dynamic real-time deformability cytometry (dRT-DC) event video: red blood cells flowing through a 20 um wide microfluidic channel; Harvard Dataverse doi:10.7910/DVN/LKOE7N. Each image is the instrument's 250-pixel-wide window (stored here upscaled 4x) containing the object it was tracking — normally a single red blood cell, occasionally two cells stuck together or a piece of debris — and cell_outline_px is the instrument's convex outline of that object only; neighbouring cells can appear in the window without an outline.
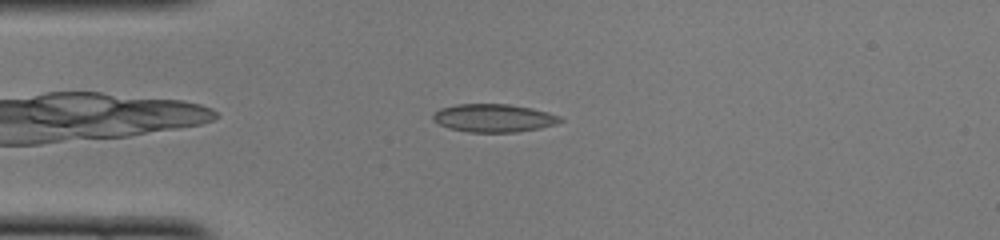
{"species": "common noctule bat (a hibernating species)", "species_latin": "Nyctalus noctula", "temperature_condition": "cold", "stored_images_in_passage": 43, "camera_frame_rate_fps": 3000, "um_per_image_px": 0.085, "animal": {"sex": "female", "body_mass_g": 22.0, "forearm_length_mm": 56.7}, "frame": {"image": 1, "passage_image": 6, "time_ms": 1.667, "image_size_px": [1000, 240], "cell_outline_px": [[564, 120], [540, 128], [516, 132], [468, 132], [448, 128], [432, 120], [432, 116], [440, 108], [456, 104], [508, 104], [532, 108], [548, 112], [560, 116]], "centroid_in_image_um": [41.94, 10.03], "position_along_channel_um": 43.1, "area_um2": 20.75}}
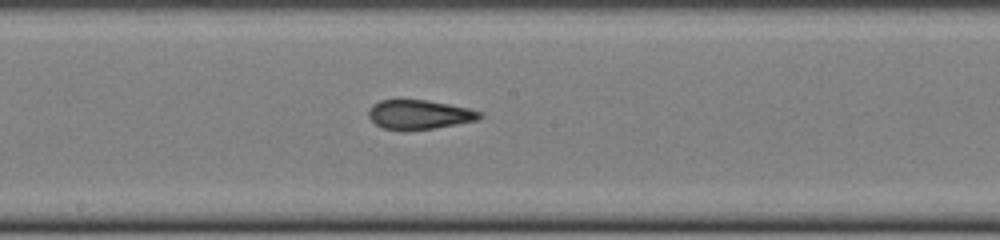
{"frame": {"image": 2, "passage_image": 20, "time_ms": 6.333, "image_size_px": [1000, 240], "cell_outline_px": [[484, 116], [476, 120], [436, 128], [384, 128], [376, 124], [368, 116], [368, 108], [372, 104], [380, 100], [424, 100], [448, 104], [468, 108], [484, 112]], "centroid_in_image_um": [35.66, 9.71], "position_along_channel_um": 212.5, "area_um2": 18.5}}
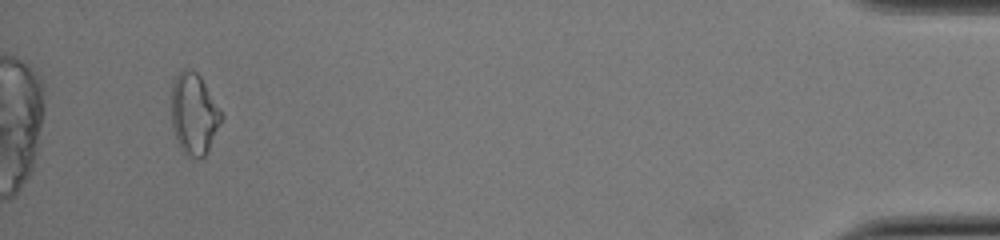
{"frame": {"image": 3, "passage_image": 41, "time_ms": 13.333, "image_size_px": [1000, 240], "cell_outline_px": [[224, 116], [208, 152], [204, 156], [188, 160], [180, 148], [176, 140], [172, 124], [172, 84], [176, 76], [184, 68], [188, 68], [196, 72], [200, 76]], "centroid_in_image_um": [16.49, 9.73], "position_along_channel_um": 418.7, "area_um2": 23.81}, "authors_computed_cell_mechanics": {"area_um2": 19.9988, "velocity_mm_per_s": 4.0043, "shape_relaxation_time_tau1_ms": null, "shape_relaxation_time_tau2_ms": 1.9422, "deformation_change_tau1": null, "deformation_change_tau2": 0.0698}}